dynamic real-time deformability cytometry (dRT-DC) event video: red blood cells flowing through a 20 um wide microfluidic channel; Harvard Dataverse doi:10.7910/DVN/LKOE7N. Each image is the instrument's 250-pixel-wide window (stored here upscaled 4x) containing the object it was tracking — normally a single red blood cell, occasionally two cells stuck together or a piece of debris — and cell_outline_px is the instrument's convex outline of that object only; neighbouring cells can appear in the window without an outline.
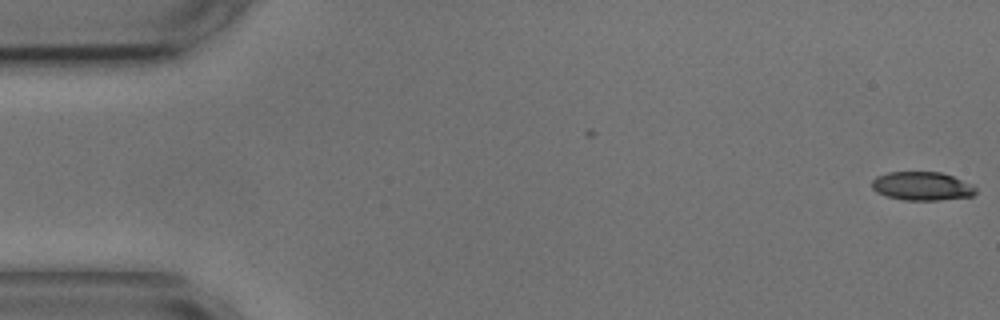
{"species": "common noctule bat (a hibernating species)", "species_latin": "Nyctalus noctula", "temperature_condition": "cold", "stored_images_in_passage": 9, "camera_frame_rate_fps": 3000, "um_per_image_px": 0.085, "animal": {"sex": "male", "body_mass_g": 17.9, "forearm_length_mm": 54.2}, "frame": {"image": 1, "passage_image": 1, "time_ms": 0.0, "image_size_px": [1000, 320], "cell_outline_px": [[976, 192], [972, 196], [940, 200], [904, 200], [888, 196], [876, 192], [872, 188], [872, 180], [876, 176], [888, 172], [940, 172], [952, 176], [972, 184], [976, 188]], "centroid_in_image_um": [78.36, 15.82], "position_along_channel_um": 6.6, "area_um2": 17.28}}
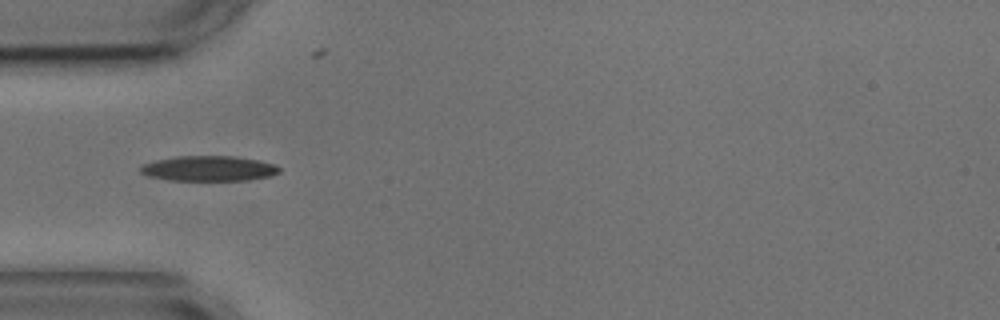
{"frame": {"image": 2, "passage_image": 5, "time_ms": 5.333, "image_size_px": [1000, 320], "cell_outline_px": [[280, 172], [272, 176], [248, 180], [172, 180], [148, 176], [140, 172], [140, 168], [144, 164], [156, 160], [176, 156], [236, 156], [260, 160], [276, 164], [280, 168]], "centroid_in_image_um": [17.81, 14.31], "position_along_channel_um": 67.2, "area_um2": 20.46}}